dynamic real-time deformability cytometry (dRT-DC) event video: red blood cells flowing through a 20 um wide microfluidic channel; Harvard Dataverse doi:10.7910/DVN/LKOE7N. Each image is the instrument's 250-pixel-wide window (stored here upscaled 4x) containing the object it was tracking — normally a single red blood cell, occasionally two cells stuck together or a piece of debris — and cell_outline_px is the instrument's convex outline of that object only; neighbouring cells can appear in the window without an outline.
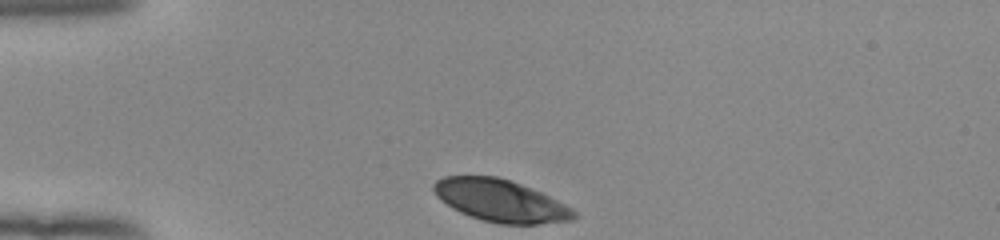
{"species": "human", "species_latin": "Homo sapiens", "temperature_condition": "room temperature", "stored_images_in_passage": 32, "camera_frame_rate_fps": 3000, "um_per_image_px": 0.085, "donor": {"sex": "female"}, "frame": {"image": 1, "passage_image": 1, "time_ms": 0.0, "image_size_px": [1000, 240], "cell_outline_px": [[580, 216], [572, 220], [540, 224], [500, 224], [484, 220], [460, 212], [452, 208], [440, 200], [436, 196], [432, 188], [432, 184], [436, 180], [444, 176], [496, 176], [512, 180], [540, 192], [572, 208]], "centroid_in_image_um": [42.54, 17.05], "position_along_channel_um": 42.5, "area_um2": 34.51}}
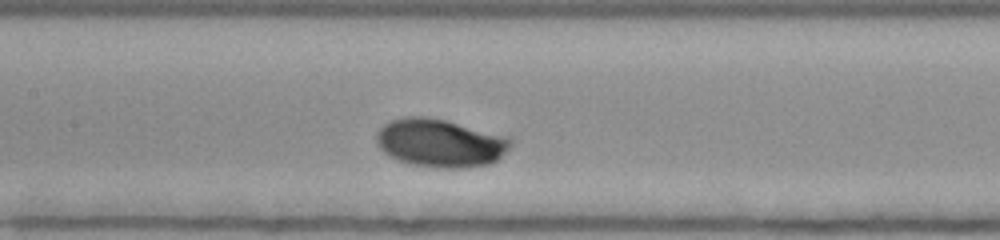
{"frame": {"image": 2, "passage_image": 14, "time_ms": 4.333, "image_size_px": [1000, 240], "cell_outline_px": [[512, 144], [492, 164], [468, 168], [428, 168], [408, 164], [396, 160], [388, 156], [380, 148], [376, 140], [376, 132], [384, 124], [392, 120], [404, 116], [428, 116], [512, 136]], "centroid_in_image_um": [37.42, 12.16], "position_along_channel_um": 170.0, "area_um2": 38.44}}
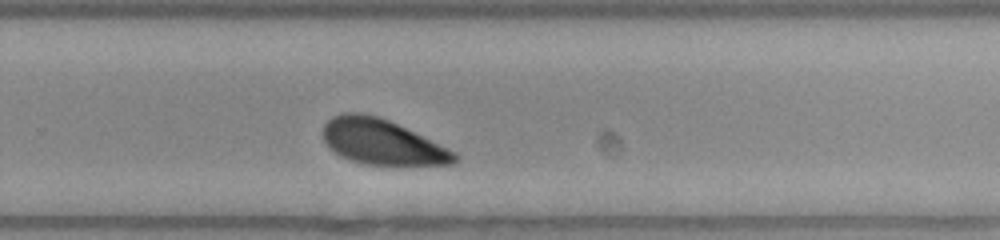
{"frame": {"image": 3, "passage_image": 24, "time_ms": 7.667, "image_size_px": [1000, 240], "cell_outline_px": [[460, 160], [456, 164], [400, 168], [368, 164], [352, 160], [328, 148], [324, 140], [324, 124], [332, 116], [340, 112], [356, 112], [380, 116], [448, 148], [456, 152], [460, 156]], "centroid_in_image_um": [32.56, 12.12], "position_along_channel_um": 297.2, "area_um2": 35.6}, "authors_computed_cell_mechanics": {"area_um2": 36.0672, "velocity_mm_per_s": 3.8141, "shape_relaxation_time_tau1_ms": 2.3974, "shape_relaxation_time_tau2_ms": null, "deformation_change_tau1": 0.1315, "deformation_change_tau2": null}}